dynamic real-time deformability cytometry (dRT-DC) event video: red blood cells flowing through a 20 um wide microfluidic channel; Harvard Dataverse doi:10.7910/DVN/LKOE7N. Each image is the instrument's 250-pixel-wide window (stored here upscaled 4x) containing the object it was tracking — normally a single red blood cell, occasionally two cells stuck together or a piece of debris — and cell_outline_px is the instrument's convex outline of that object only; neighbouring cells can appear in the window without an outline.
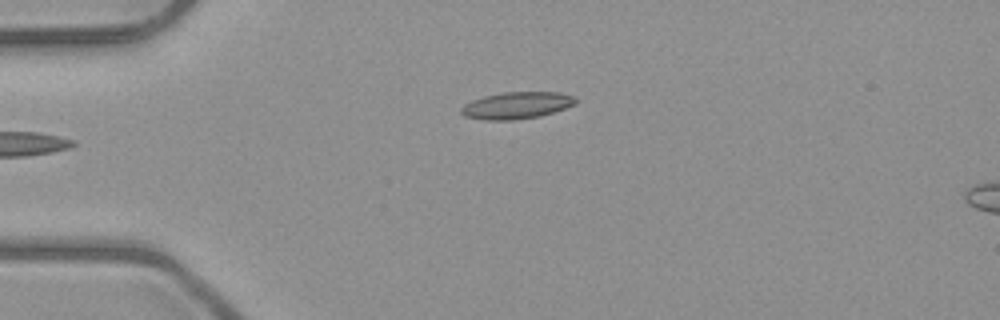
{"species": "common noctule bat (a hibernating species)", "species_latin": "Nyctalus noctula", "temperature_condition": "room temperature", "stored_images_in_passage": 2, "camera_frame_rate_fps": 3000, "um_per_image_px": 0.085, "animal": {"sex": "male", "body_mass_g": 23.1, "forearm_length_mm": 52.7}, "frame": {"image": 1, "passage_image": 2, "time_ms": 1.0, "image_size_px": [1000, 320], "cell_outline_px": [[576, 104], [540, 116], [512, 120], [484, 120], [464, 116], [460, 112], [460, 108], [464, 104], [472, 100], [484, 96], [504, 92], [560, 92], [576, 96]], "centroid_in_image_um": [43.9, 8.95], "position_along_channel_um": 41.1, "area_um2": 17.98}}